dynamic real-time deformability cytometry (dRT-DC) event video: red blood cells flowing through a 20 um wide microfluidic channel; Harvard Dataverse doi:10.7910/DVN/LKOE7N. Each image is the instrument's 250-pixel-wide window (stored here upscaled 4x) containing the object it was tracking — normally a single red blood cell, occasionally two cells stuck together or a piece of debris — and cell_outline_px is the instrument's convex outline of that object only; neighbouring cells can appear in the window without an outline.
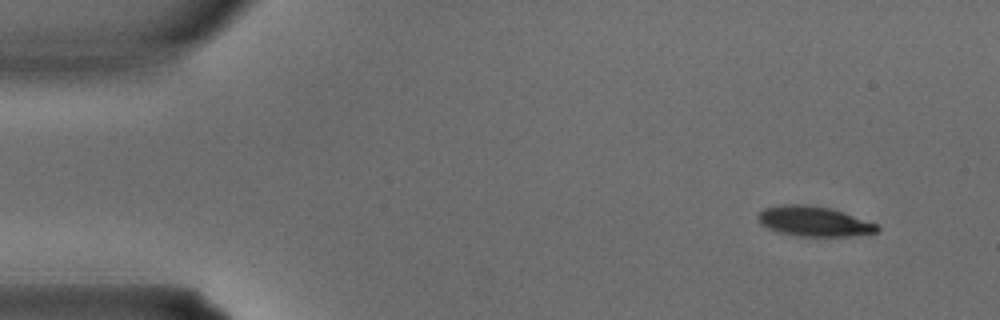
{"species": "common noctule bat (a hibernating species)", "species_latin": "Nyctalus noctula", "temperature_condition": "warm", "stored_images_in_passage": 2, "camera_frame_rate_fps": 3000, "um_per_image_px": 0.085, "animal": {"sex": "male", "body_mass_g": 15.6}, "frame": {"image": 1, "passage_image": 2, "time_ms": 0.333, "image_size_px": [1000, 320], "cell_outline_px": [[880, 228], [876, 232], [848, 236], [796, 236], [776, 232], [760, 224], [756, 216], [764, 208], [780, 204], [808, 204], [832, 208], [844, 212], [876, 224]], "centroid_in_image_um": [69.12, 18.8], "position_along_channel_um": 15.9, "area_um2": 20.98}}